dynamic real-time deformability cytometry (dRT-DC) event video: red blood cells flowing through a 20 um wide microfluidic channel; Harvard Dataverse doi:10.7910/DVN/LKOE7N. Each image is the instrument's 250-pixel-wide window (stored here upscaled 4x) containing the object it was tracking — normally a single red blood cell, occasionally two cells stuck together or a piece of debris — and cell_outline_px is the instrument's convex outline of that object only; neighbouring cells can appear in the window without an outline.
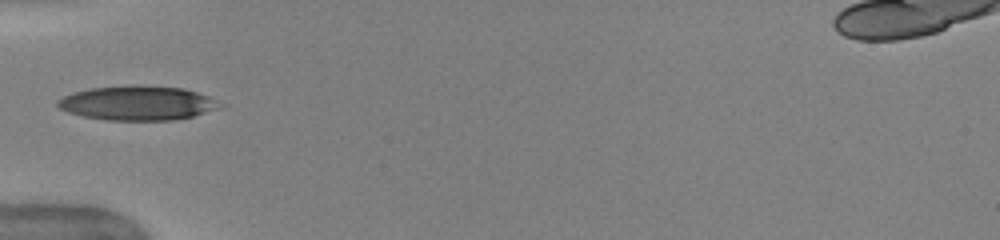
{"species": "human", "species_latin": "Homo sapiens", "temperature_condition": "warm", "stored_images_in_passage": 34, "camera_frame_rate_fps": 3000, "um_per_image_px": 0.085, "donor": {"sex": "female"}, "frame": {"image": 1, "passage_image": 1, "time_ms": 0.0, "image_size_px": [1000, 240], "cell_outline_px": [[224, 104], [220, 108], [192, 116], [172, 120], [108, 120], [84, 116], [68, 112], [60, 108], [56, 104], [56, 100], [64, 96], [88, 88], [184, 88], [208, 96]], "centroid_in_image_um": [11.7, 8.81], "position_along_channel_um": 73.3, "area_um2": 31.15}}
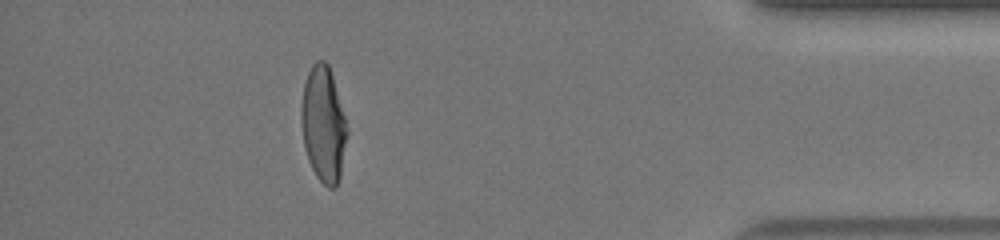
{"frame": {"image": 2, "passage_image": 29, "time_ms": 9.333, "image_size_px": [1000, 240], "cell_outline_px": [[348, 132], [340, 176], [336, 188], [328, 188], [316, 176], [308, 160], [304, 144], [300, 116], [300, 108], [304, 84], [308, 72], [312, 64], [316, 60], [324, 60], [328, 64], [332, 76], [344, 116]], "centroid_in_image_um": [27.47, 10.58], "position_along_channel_um": 407.7, "area_um2": 30.69}, "authors_computed_cell_mechanics": {"area_um2": 31.8189, "velocity_mm_per_s": 3.9969, "shape_relaxation_time_tau1_ms": 4.208, "shape_relaxation_time_tau2_ms": null, "deformation_change_tau1": 0.1947, "deformation_change_tau2": null}}